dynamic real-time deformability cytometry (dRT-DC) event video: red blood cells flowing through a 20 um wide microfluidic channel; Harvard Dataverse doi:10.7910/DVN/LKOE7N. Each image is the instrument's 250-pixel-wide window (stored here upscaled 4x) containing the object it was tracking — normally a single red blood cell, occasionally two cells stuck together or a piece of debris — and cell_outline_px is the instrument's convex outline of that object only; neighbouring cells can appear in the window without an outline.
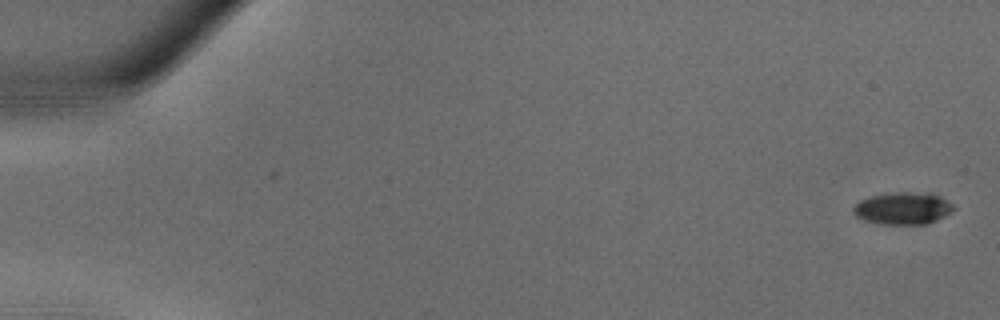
{"species": "common noctule bat (a hibernating species)", "species_latin": "Nyctalus noctula", "temperature_condition": "warm", "stored_images_in_passage": 37, "camera_frame_rate_fps": 3000, "um_per_image_px": 0.085, "animal": {"sex": "male", "body_mass_g": 18.8}, "frame": {"image": 1, "passage_image": 1, "time_ms": 0.0, "image_size_px": [1000, 320], "cell_outline_px": [[956, 208], [952, 212], [928, 224], [880, 224], [864, 220], [856, 216], [852, 212], [852, 208], [860, 200], [872, 196], [896, 192], [928, 192], [940, 196], [952, 204]], "centroid_in_image_um": [76.76, 17.71], "position_along_channel_um": 8.2, "area_um2": 18.9}}
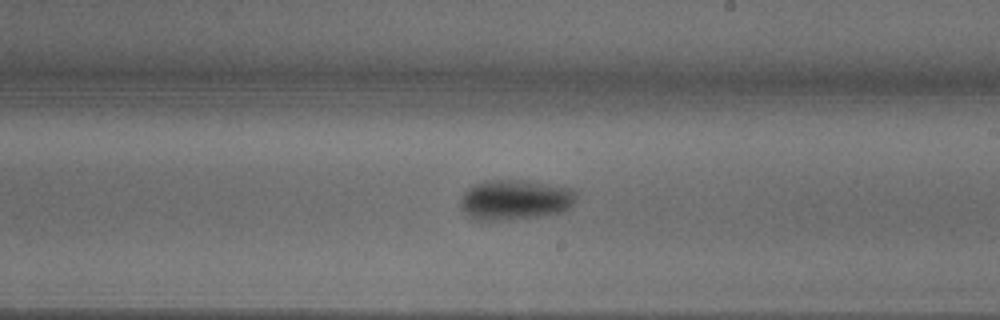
{"frame": {"image": 2, "passage_image": 22, "time_ms": 7.0, "image_size_px": [1000, 320], "cell_outline_px": [[576, 196], [572, 204], [568, 208], [560, 212], [540, 216], [512, 220], [480, 220], [468, 216], [464, 212], [460, 204], [460, 200], [464, 192], [472, 184], [484, 180], [528, 180], [572, 188], [576, 192]], "centroid_in_image_um": [43.76, 16.97], "position_along_channel_um": 245.2, "area_um2": 27.34}}
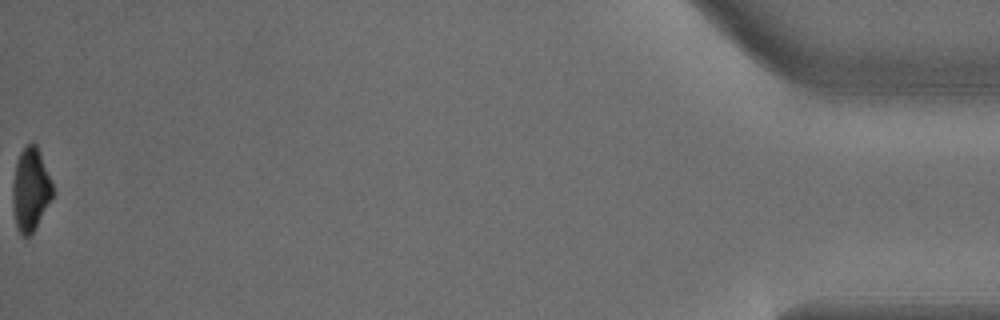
{"frame": {"image": 3, "passage_image": 37, "time_ms": 12.0, "image_size_px": [1000, 320], "cell_outline_px": [[52, 200], [36, 228], [24, 240], [16, 224], [12, 204], [12, 188], [16, 160], [20, 152], [32, 140], [36, 144], [40, 152], [52, 184]], "centroid_in_image_um": [2.59, 16.12], "position_along_channel_um": 432.6, "area_um2": 19.48}}